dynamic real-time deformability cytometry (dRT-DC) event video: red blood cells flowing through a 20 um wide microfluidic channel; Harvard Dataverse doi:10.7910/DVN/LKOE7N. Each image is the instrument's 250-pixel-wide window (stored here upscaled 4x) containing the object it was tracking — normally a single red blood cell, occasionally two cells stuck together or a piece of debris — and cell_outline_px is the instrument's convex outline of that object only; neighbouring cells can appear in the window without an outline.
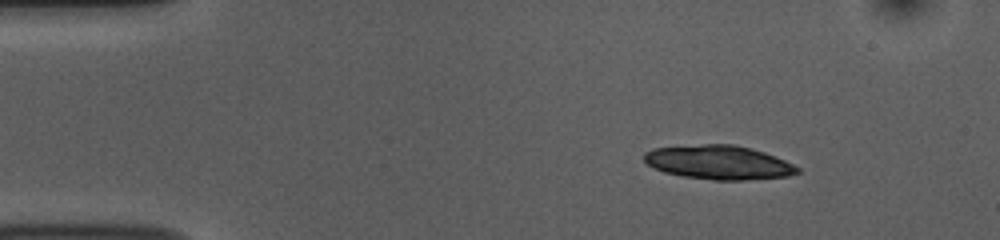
{"species": "common noctule bat (a hibernating species)", "species_latin": "Nyctalus noctula", "temperature_condition": "room temperature", "stored_images_in_passage": 14, "camera_frame_rate_fps": 3000, "um_per_image_px": 0.085, "animal": {"sex": "female", "body_mass_g": 10.0, "forearm_length_mm": 53.1}, "frame": {"image": 1, "passage_image": 7, "time_ms": 2.0, "image_size_px": [1000, 240], "cell_outline_px": [[800, 172], [788, 176], [744, 180], [712, 180], [684, 176], [664, 172], [648, 164], [644, 160], [644, 152], [652, 148], [704, 144], [732, 144], [752, 148], [764, 152], [784, 160], [800, 168]], "centroid_in_image_um": [61.09, 13.8], "position_along_channel_um": 23.9, "area_um2": 30.29}}